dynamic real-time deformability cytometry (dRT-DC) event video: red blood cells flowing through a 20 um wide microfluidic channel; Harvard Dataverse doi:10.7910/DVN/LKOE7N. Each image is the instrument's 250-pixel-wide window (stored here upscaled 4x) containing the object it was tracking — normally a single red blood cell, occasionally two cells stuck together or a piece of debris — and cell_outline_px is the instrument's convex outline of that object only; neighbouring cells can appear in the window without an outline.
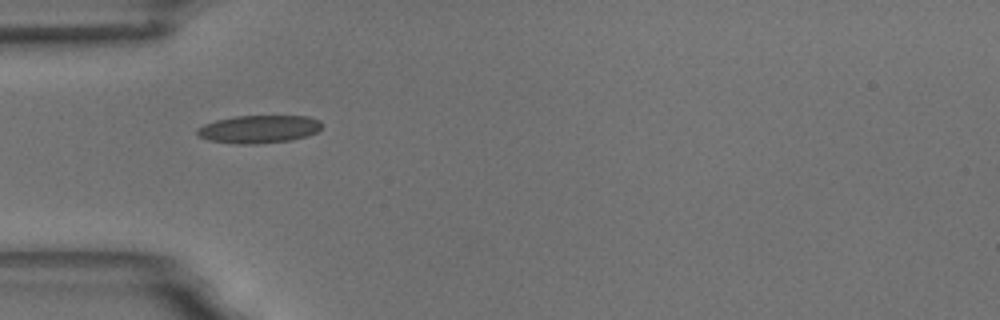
{"species": "common noctule bat (a hibernating species)", "species_latin": "Nyctalus noctula", "temperature_condition": "room temperature", "stored_images_in_passage": 4, "camera_frame_rate_fps": 3000, "um_per_image_px": 0.085, "animal": {"sex": "male", "body_mass_g": 18.8}, "frame": {"image": 1, "passage_image": 1, "time_ms": 0.0, "image_size_px": [1000, 320], "cell_outline_px": [[324, 124], [316, 132], [304, 136], [288, 140], [256, 144], [236, 144], [208, 140], [196, 136], [196, 128], [204, 124], [216, 120], [236, 116], [308, 116], [320, 120]], "centroid_in_image_um": [21.96, 10.97], "position_along_channel_um": 63.0, "area_um2": 20.29}}
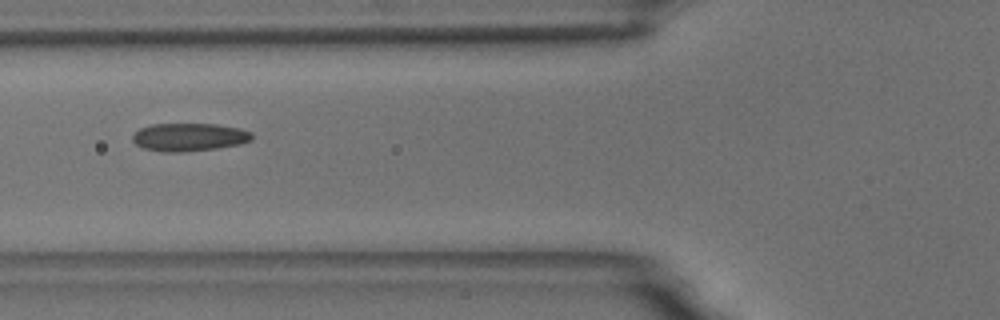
{"frame": {"image": 2, "passage_image": 2, "time_ms": 1.333, "image_size_px": [1000, 320], "cell_outline_px": [[252, 140], [240, 144], [216, 148], [184, 152], [160, 152], [144, 148], [136, 144], [132, 140], [132, 136], [140, 128], [152, 124], [216, 124], [240, 128], [252, 132]], "centroid_in_image_um": [16.08, 11.65], "position_along_channel_um": 109.7, "area_um2": 19.54}}